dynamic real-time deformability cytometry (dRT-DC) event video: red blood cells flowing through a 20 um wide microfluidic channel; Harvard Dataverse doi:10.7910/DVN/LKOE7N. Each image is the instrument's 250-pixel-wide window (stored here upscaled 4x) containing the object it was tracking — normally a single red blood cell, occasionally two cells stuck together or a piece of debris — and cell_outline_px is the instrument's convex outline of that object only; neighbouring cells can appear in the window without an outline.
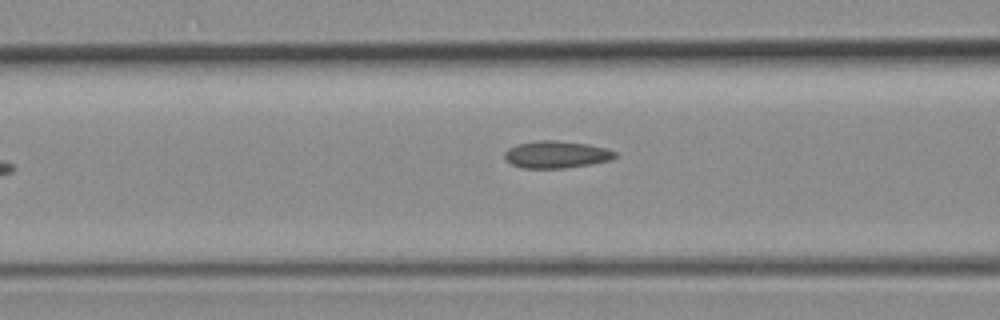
{"species": "common noctule bat (a hibernating species)", "species_latin": "Nyctalus noctula", "temperature_condition": "room temperature", "stored_images_in_passage": 8, "camera_frame_rate_fps": 3000, "um_per_image_px": 0.085, "animal": {"sex": "female", "body_mass_g": 19.3, "forearm_length_mm": 54.1}, "frame": {"image": 1, "passage_image": 8, "time_ms": 2.333, "image_size_px": [1000, 320], "cell_outline_px": [[616, 156], [612, 160], [592, 164], [564, 168], [524, 168], [512, 164], [504, 160], [504, 152], [508, 148], [516, 144], [540, 140], [556, 140], [588, 144], [608, 148], [616, 152]], "centroid_in_image_um": [47.29, 13.13], "position_along_channel_um": 119.3, "area_um2": 17.69}}